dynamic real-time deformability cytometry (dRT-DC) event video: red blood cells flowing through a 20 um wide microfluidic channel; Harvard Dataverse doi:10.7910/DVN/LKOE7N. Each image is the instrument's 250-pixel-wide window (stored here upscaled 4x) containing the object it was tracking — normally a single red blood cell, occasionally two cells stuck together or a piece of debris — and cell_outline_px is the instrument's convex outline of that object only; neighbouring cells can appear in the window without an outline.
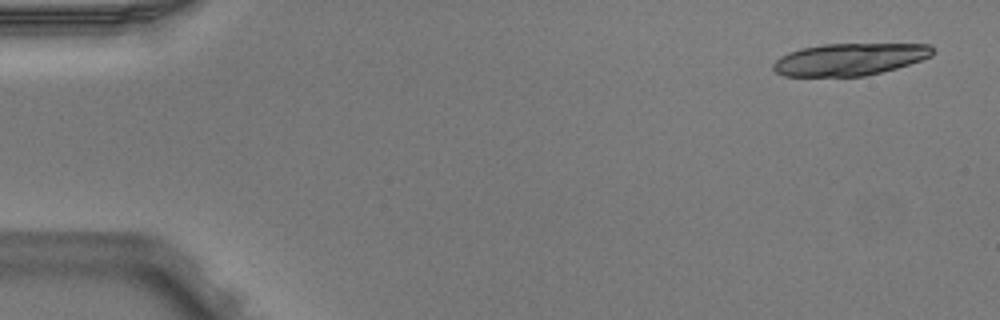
{"species": "Egyptian fruit bat (a non-hibernating species)", "species_latin": "Rousettus aegyptiacus", "temperature_condition": "warm", "stored_images_in_passage": 4, "camera_frame_rate_fps": 3000, "um_per_image_px": 0.085, "animal": {"sex": "male"}, "frame": {"image": 1, "passage_image": 1, "time_ms": 0.0, "image_size_px": [1000, 320], "cell_outline_px": [[936, 52], [932, 56], [896, 68], [864, 76], [784, 76], [776, 72], [772, 68], [772, 64], [780, 56], [788, 52], [800, 48], [824, 44], [932, 44]], "centroid_in_image_um": [72.21, 5.03], "position_along_channel_um": 12.8, "area_um2": 29.94}}